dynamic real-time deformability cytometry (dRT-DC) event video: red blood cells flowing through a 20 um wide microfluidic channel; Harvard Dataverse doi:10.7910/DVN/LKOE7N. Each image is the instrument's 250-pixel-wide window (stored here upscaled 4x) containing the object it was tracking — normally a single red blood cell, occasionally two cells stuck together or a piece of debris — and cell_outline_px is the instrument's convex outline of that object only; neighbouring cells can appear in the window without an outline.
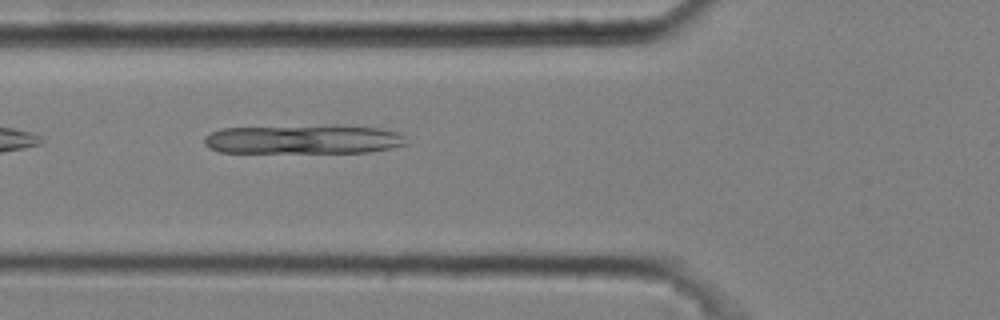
{"species": "common noctule bat (a hibernating species)", "species_latin": "Nyctalus noctula", "temperature_condition": "cold", "stored_images_in_passage": 6, "camera_frame_rate_fps": 3000, "um_per_image_px": 0.085, "animal": {"sex": "male", "body_mass_g": 20.4}, "frame": {"image": 1, "passage_image": 6, "time_ms": 1.667, "image_size_px": [1000, 320], "cell_outline_px": [[408, 144], [392, 148], [368, 152], [220, 152], [208, 148], [204, 144], [204, 136], [212, 132], [224, 128], [332, 124], [336, 124], [380, 128], [396, 132], [404, 136]], "centroid_in_image_um": [25.81, 11.82], "position_along_channel_um": 100.0, "area_um2": 34.85}}